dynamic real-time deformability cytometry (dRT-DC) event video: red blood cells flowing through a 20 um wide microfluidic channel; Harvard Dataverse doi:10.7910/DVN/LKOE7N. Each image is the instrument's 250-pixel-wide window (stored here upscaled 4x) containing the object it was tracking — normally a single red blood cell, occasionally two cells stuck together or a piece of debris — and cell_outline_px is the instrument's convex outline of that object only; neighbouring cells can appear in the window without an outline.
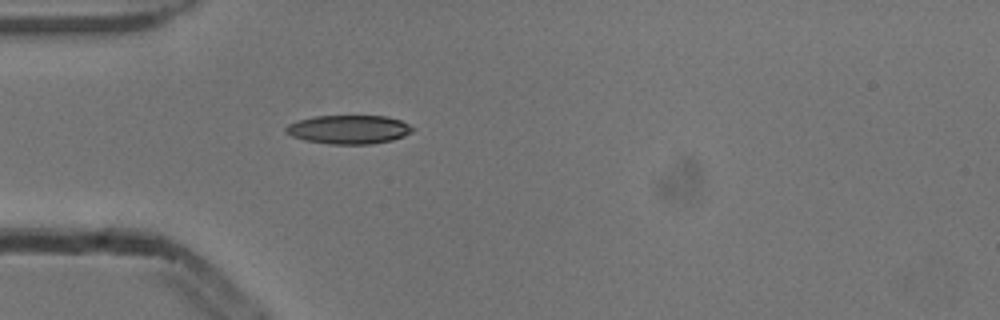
{"species": "common noctule bat (a hibernating species)", "species_latin": "Nyctalus noctula", "temperature_condition": "cold", "stored_images_in_passage": 38, "camera_frame_rate_fps": 3000, "um_per_image_px": 0.085, "animal": {"sex": "male", "body_mass_g": 13.3}, "frame": {"image": 1, "passage_image": 1, "time_ms": 0.0, "image_size_px": [1000, 320], "cell_outline_px": [[416, 128], [412, 132], [404, 136], [392, 140], [372, 144], [328, 144], [304, 140], [292, 136], [284, 132], [284, 128], [288, 124], [300, 120], [316, 116], [388, 116], [400, 120]], "centroid_in_image_um": [29.66, 11.01], "position_along_channel_um": 55.3, "area_um2": 21.33}}
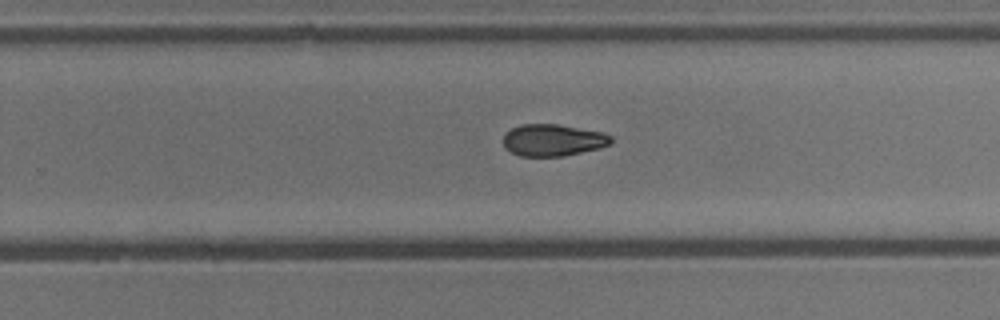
{"frame": {"image": 2, "passage_image": 19, "time_ms": 6.0, "image_size_px": [1000, 320], "cell_outline_px": [[612, 144], [600, 148], [564, 156], [520, 156], [504, 148], [504, 132], [520, 124], [556, 124], [600, 132], [612, 136]], "centroid_in_image_um": [46.98, 11.91], "position_along_channel_um": 282.8, "area_um2": 20.0}}
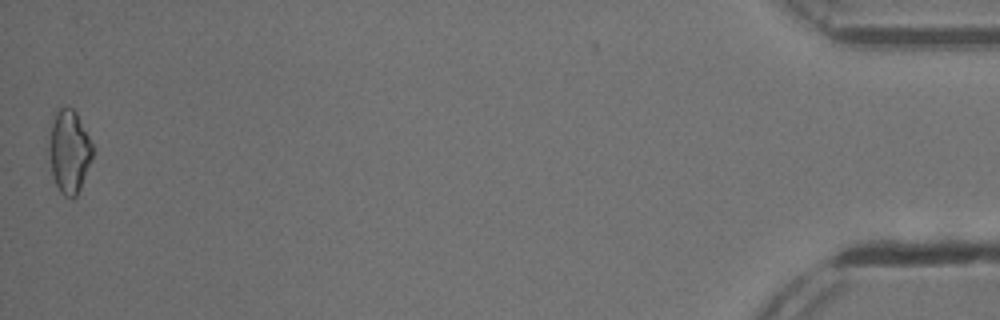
{"frame": {"image": 3, "passage_image": 38, "time_ms": 12.333, "image_size_px": [1000, 320], "cell_outline_px": [[92, 160], [80, 188], [76, 196], [72, 200], [64, 196], [60, 192], [52, 176], [44, 148], [52, 112], [56, 108], [72, 108], [76, 112], [92, 144]], "centroid_in_image_um": [5.77, 12.85], "position_along_channel_um": 429.4, "area_um2": 22.25}, "authors_computed_cell_mechanics": {"area_um2": 20.5768, "velocity_mm_per_s": 3.8903, "shape_relaxation_time_tau1_ms": 6.1392, "shape_relaxation_time_tau2_ms": null, "deformation_change_tau1": 0.1539, "deformation_change_tau2": null}}